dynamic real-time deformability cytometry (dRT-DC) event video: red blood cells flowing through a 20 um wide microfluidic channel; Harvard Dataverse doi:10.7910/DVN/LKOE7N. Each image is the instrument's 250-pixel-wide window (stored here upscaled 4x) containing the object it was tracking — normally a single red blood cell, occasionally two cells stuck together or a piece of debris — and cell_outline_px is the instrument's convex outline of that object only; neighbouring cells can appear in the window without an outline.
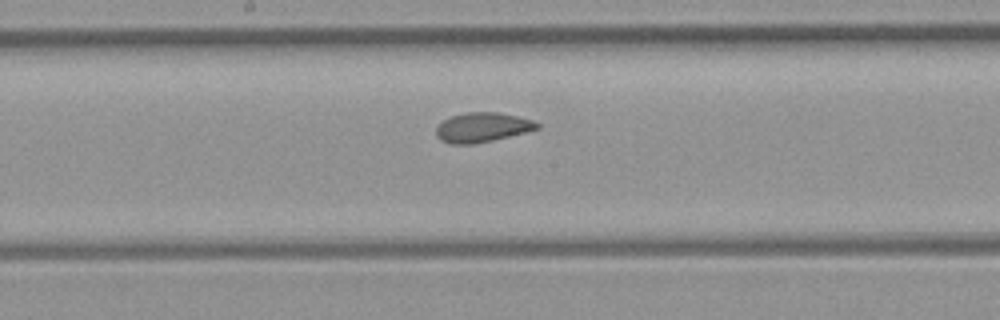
{"species": "common noctule bat (a hibernating species)", "species_latin": "Nyctalus noctula", "temperature_condition": "room temperature", "stored_images_in_passage": 9, "segment_of_instrument_passage": [2, 2], "camera_frame_rate_fps": 3000, "um_per_image_px": 0.085, "animal": {"sex": "female", "body_mass_g": 21.9}, "frame": {"image": 1, "passage_image": 9, "time_ms": 10.0, "image_size_px": [1000, 320], "cell_outline_px": [[540, 128], [492, 140], [472, 144], [452, 144], [440, 140], [436, 136], [436, 128], [444, 120], [452, 116], [468, 112], [496, 112], [516, 116], [532, 120], [540, 124]], "centroid_in_image_um": [40.98, 10.83], "position_along_channel_um": 207.2, "area_um2": 17.11}}